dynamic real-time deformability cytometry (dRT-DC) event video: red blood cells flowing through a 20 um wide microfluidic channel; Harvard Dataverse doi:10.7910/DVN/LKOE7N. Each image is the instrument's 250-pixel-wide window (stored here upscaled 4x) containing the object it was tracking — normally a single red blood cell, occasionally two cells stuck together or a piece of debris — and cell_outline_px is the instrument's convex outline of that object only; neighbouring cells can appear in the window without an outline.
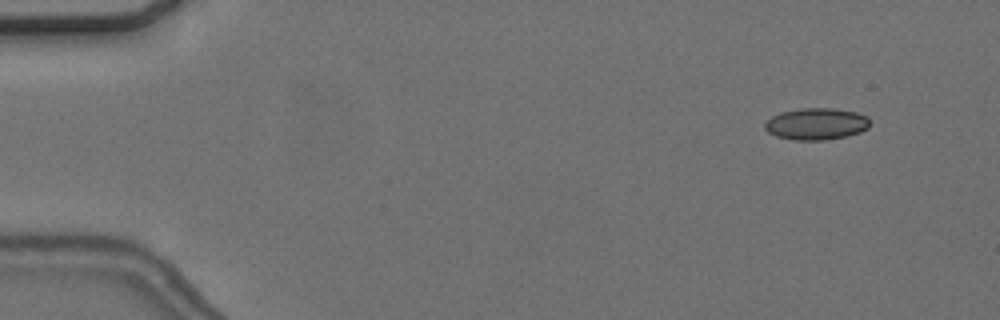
{"species": "common noctule bat (a hibernating species)", "species_latin": "Nyctalus noctula", "temperature_condition": "cold", "stored_images_in_passage": 53, "camera_frame_rate_fps": 3000, "um_per_image_px": 0.085, "animal": {"sex": "female", "body_mass_g": 24.6, "forearm_length_mm": 56.2}, "frame": {"image": 1, "passage_image": 2, "time_ms": 0.333, "image_size_px": [1000, 320], "cell_outline_px": [[868, 128], [860, 132], [848, 136], [824, 140], [792, 140], [776, 136], [768, 132], [764, 128], [764, 124], [772, 116], [780, 112], [800, 108], [832, 108], [856, 112], [868, 116]], "centroid_in_image_um": [69.37, 10.53], "position_along_channel_um": 15.6, "area_um2": 19.54}}
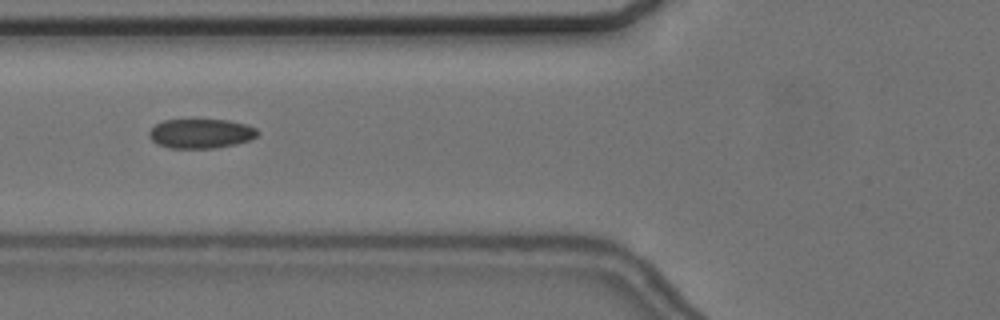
{"frame": {"image": 2, "passage_image": 19, "time_ms": 6.0, "image_size_px": [1000, 320], "cell_outline_px": [[260, 132], [256, 136], [248, 140], [236, 144], [216, 148], [168, 148], [156, 144], [148, 136], [148, 132], [156, 124], [164, 120], [228, 120], [248, 124], [256, 128]], "centroid_in_image_um": [17.07, 11.35], "position_along_channel_um": 108.7, "area_um2": 18.73}}
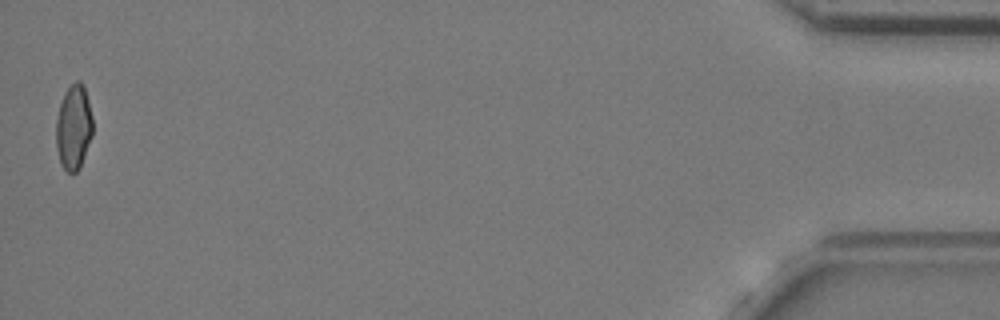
{"frame": {"image": 3, "passage_image": 53, "time_ms": 17.333, "image_size_px": [1000, 320], "cell_outline_px": [[92, 136], [80, 168], [76, 172], [68, 172], [60, 164], [56, 148], [56, 120], [60, 104], [64, 92], [76, 80], [80, 80], [84, 88], [88, 100], [92, 116]], "centroid_in_image_um": [6.25, 10.83], "position_along_channel_um": 428.9, "area_um2": 18.15}, "authors_computed_cell_mechanics": {"area_um2": 18.9006, "velocity_mm_per_s": 3.648, "shape_relaxation_time_tau1_ms": null, "shape_relaxation_time_tau2_ms": 3.0208, "deformation_change_tau1": null, "deformation_change_tau2": 0.0848}}